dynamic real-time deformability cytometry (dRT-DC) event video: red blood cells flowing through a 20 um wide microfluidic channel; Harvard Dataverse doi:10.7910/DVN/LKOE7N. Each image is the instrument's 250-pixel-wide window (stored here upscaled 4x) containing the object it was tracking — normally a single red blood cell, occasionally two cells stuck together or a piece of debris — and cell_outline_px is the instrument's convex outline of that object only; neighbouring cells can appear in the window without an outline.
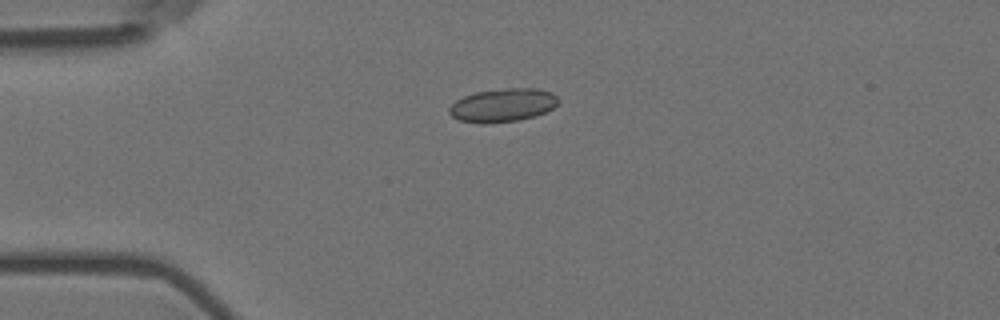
{"species": "Egyptian fruit bat (a non-hibernating species)", "species_latin": "Rousettus aegyptiacus", "temperature_condition": "room temperature", "stored_images_in_passage": 2, "camera_frame_rate_fps": 3000, "um_per_image_px": 0.085, "animal": {"sex": "female"}, "frame": {"image": 1, "passage_image": 1, "time_ms": 0.0, "image_size_px": [1000, 320], "cell_outline_px": [[560, 100], [552, 108], [536, 116], [520, 120], [460, 120], [452, 116], [448, 112], [448, 108], [456, 100], [464, 96], [476, 92], [504, 88], [536, 88], [552, 92]], "centroid_in_image_um": [42.79, 8.88], "position_along_channel_um": 42.2, "area_um2": 20.4}}